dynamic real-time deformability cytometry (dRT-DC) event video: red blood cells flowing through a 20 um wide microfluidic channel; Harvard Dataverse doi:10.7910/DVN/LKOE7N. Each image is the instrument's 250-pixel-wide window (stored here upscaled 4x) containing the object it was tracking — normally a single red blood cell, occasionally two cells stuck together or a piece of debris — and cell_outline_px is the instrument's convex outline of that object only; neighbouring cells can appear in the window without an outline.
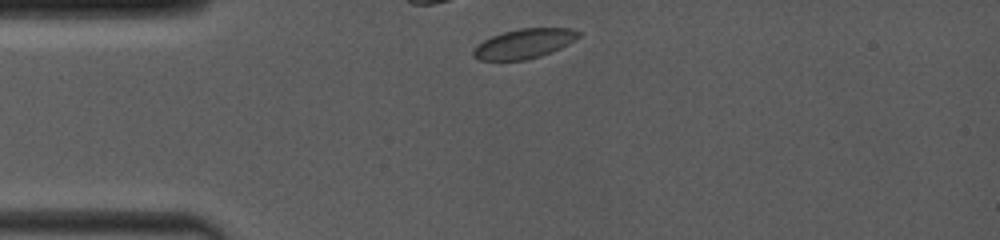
{"species": "common noctule bat (a hibernating species)", "species_latin": "Nyctalus noctula", "temperature_condition": "room temperature", "stored_images_in_passage": 3, "camera_frame_rate_fps": 4000, "um_per_image_px": 0.085, "animal": {"sex": "female", "body_mass_g": 19.0, "forearm_length_mm": 53.3}, "frame": {"image": 1, "passage_image": 1, "time_ms": 0.0, "image_size_px": [1000, 240], "cell_outline_px": [[580, 36], [576, 40], [552, 52], [540, 56], [524, 60], [480, 60], [472, 56], [472, 52], [476, 44], [492, 36], [504, 32], [520, 28], [572, 28], [580, 32]], "centroid_in_image_um": [44.55, 3.71], "position_along_channel_um": 40.4, "area_um2": 18.21}}